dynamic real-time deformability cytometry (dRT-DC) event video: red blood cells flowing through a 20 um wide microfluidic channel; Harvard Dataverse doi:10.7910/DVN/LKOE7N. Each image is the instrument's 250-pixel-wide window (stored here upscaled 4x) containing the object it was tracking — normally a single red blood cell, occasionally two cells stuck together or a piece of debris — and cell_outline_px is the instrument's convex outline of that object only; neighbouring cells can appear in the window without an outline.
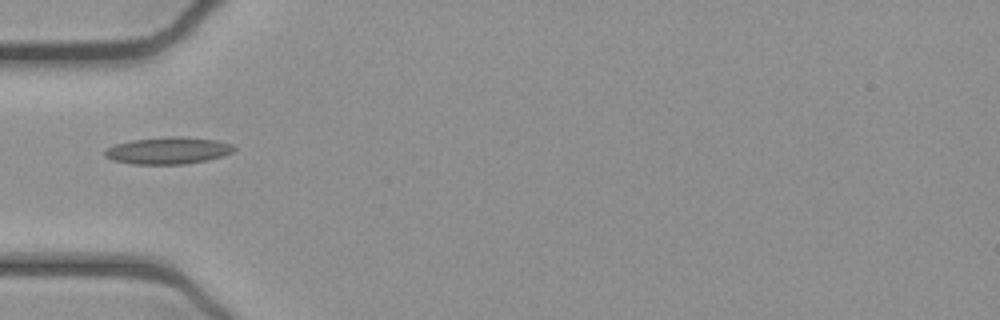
{"species": "common noctule bat (a hibernating species)", "species_latin": "Nyctalus noctula", "temperature_condition": "cold", "stored_images_in_passage": 36, "camera_frame_rate_fps": 3000, "um_per_image_px": 0.085, "animal": {"sex": "female", "body_mass_g": 21.9}, "frame": {"image": 1, "passage_image": 1, "time_ms": 0.0, "image_size_px": [1000, 320], "cell_outline_px": [[236, 148], [232, 152], [224, 156], [208, 160], [184, 164], [132, 164], [112, 160], [104, 156], [104, 152], [108, 148], [116, 144], [132, 140], [172, 136], [180, 136], [216, 140], [232, 144]], "centroid_in_image_um": [14.31, 12.8], "position_along_channel_um": 70.7, "area_um2": 20.29}}
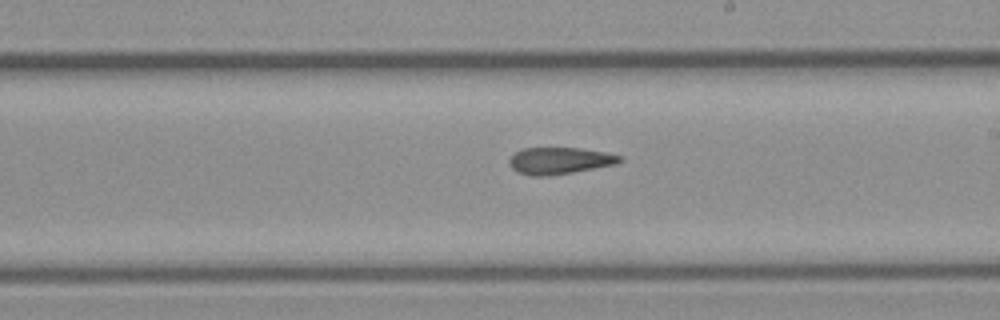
{"frame": {"image": 2, "passage_image": 14, "time_ms": 4.333, "image_size_px": [1000, 320], "cell_outline_px": [[624, 160], [616, 164], [572, 172], [548, 176], [532, 176], [516, 172], [508, 164], [508, 160], [516, 152], [524, 148], [580, 148], [608, 152], [624, 156]], "centroid_in_image_um": [47.59, 13.66], "position_along_channel_um": 241.4, "area_um2": 17.4}}
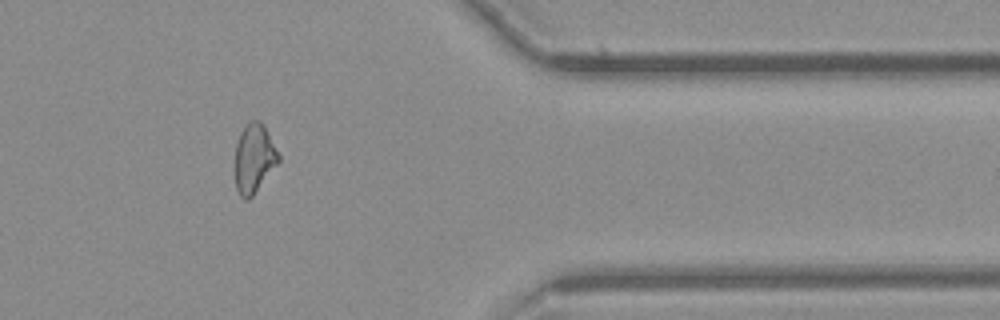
{"frame": {"image": 3, "passage_image": 27, "time_ms": 8.667, "image_size_px": [1000, 320], "cell_outline_px": [[280, 160], [252, 196], [248, 200], [244, 200], [240, 196], [236, 188], [232, 164], [236, 144], [240, 132], [252, 120], [260, 120], [264, 124], [280, 156]], "centroid_in_image_um": [21.54, 13.48], "position_along_channel_um": 389.9, "area_um2": 17.86}, "authors_computed_cell_mechanics": {"area_um2": 17.9758, "velocity_mm_per_s": 3.9079, "shape_relaxation_time_tau1_ms": null, "shape_relaxation_time_tau2_ms": 6.3454, "deformation_change_tau1": null, "deformation_change_tau2": 0.1441}}